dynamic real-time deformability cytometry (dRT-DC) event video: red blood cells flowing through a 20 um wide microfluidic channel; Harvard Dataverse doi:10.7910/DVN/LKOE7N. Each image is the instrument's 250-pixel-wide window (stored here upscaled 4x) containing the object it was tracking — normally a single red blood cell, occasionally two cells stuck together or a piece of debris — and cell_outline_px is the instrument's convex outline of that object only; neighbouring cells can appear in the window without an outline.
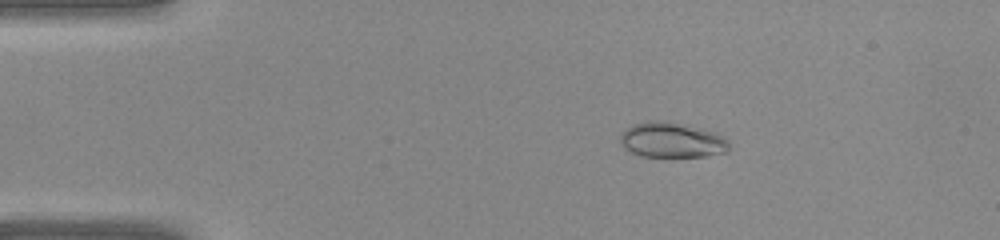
{"species": "common noctule bat (a hibernating species)", "species_latin": "Nyctalus noctula", "temperature_condition": "warm", "stored_images_in_passage": 41, "camera_frame_rate_fps": 3000, "um_per_image_px": 0.085, "animal": {"sex": "female", "body_mass_g": 22.0, "forearm_length_mm": 56.7}, "frame": {"image": 1, "passage_image": 8, "time_ms": 2.333, "image_size_px": [1000, 240], "cell_outline_px": [[728, 148], [724, 152], [704, 156], [640, 156], [624, 148], [620, 140], [620, 136], [624, 128], [632, 124], [648, 120], [668, 120], [688, 124], [704, 128], [716, 132], [724, 136], [728, 140]], "centroid_in_image_um": [57.09, 11.86], "position_along_channel_um": 27.9, "area_um2": 22.72}}
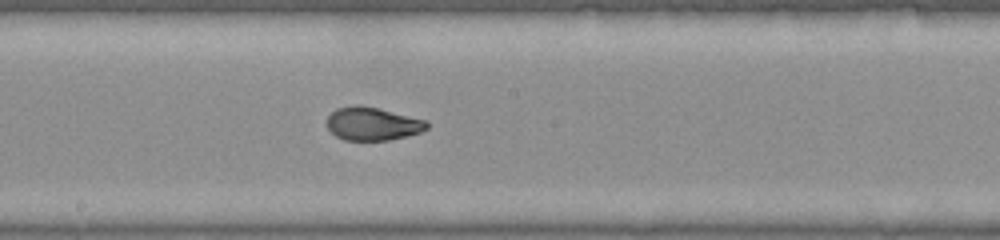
{"frame": {"image": 2, "passage_image": 23, "time_ms": 7.333, "image_size_px": [1000, 240], "cell_outline_px": [[428, 128], [420, 132], [408, 136], [388, 140], [344, 140], [336, 136], [328, 128], [328, 116], [336, 108], [356, 104], [376, 108], [428, 120]], "centroid_in_image_um": [31.68, 10.52], "position_along_channel_um": 216.5, "area_um2": 19.25}}
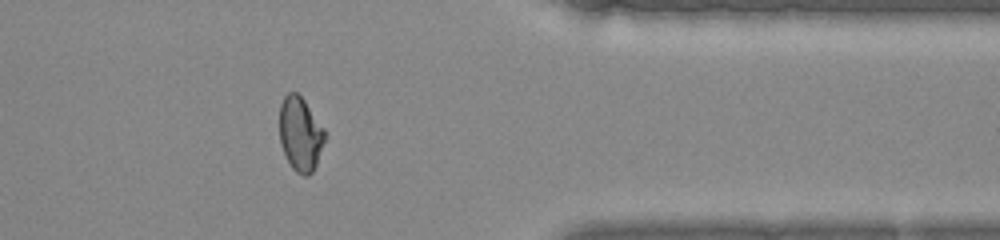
{"frame": {"image": 3, "passage_image": 34, "time_ms": 11.0, "image_size_px": [1000, 240], "cell_outline_px": [[324, 140], [316, 164], [312, 172], [308, 176], [304, 176], [296, 172], [292, 168], [280, 144], [280, 104], [284, 96], [288, 92], [296, 92], [304, 100], [324, 128]], "centroid_in_image_um": [25.51, 11.38], "position_along_channel_um": 385.9, "area_um2": 19.31}}